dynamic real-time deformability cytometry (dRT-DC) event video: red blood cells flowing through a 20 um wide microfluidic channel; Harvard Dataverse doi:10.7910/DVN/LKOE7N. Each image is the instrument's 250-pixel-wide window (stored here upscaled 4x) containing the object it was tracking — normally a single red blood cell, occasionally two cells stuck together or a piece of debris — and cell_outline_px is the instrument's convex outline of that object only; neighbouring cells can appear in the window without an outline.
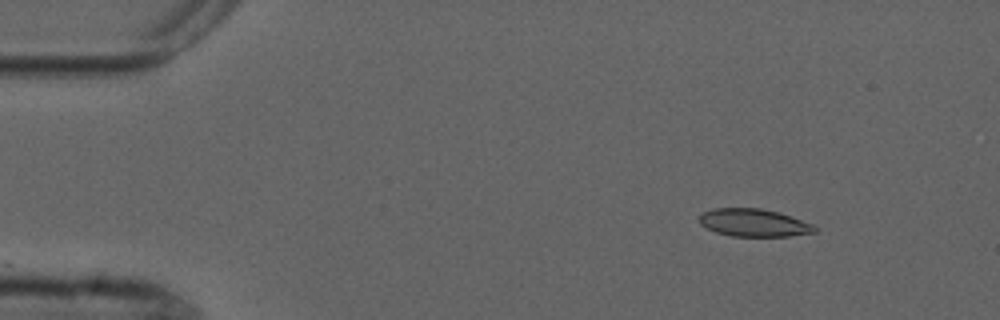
{"species": "common noctule bat (a hibernating species)", "species_latin": "Nyctalus noctula", "temperature_condition": "cold", "stored_images_in_passage": 5, "segment_of_instrument_passage": [2, 2], "camera_frame_rate_fps": 3000, "um_per_image_px": 0.085, "animal": {"sex": "male", "forearm_length_mm": 52.5}, "frame": {"image": 1, "passage_image": 5, "time_ms": 8.0, "image_size_px": [1000, 320], "cell_outline_px": [[816, 232], [788, 236], [732, 236], [716, 232], [700, 224], [700, 216], [704, 212], [712, 208], [760, 208], [776, 212], [812, 224], [816, 228]], "centroid_in_image_um": [64.04, 18.93], "position_along_channel_um": 21.0, "area_um2": 18.26}}